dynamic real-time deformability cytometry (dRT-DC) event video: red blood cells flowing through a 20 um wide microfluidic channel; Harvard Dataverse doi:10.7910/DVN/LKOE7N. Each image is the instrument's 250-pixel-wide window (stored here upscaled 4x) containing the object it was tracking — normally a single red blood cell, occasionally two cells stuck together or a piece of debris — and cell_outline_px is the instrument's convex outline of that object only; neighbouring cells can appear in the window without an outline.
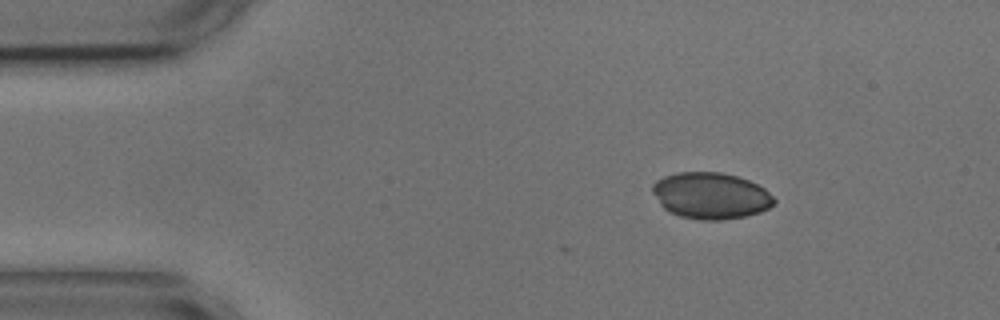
{"species": "common noctule bat (a hibernating species)", "species_latin": "Nyctalus noctula", "temperature_condition": "cold", "stored_images_in_passage": 4, "camera_frame_rate_fps": 3000, "um_per_image_px": 0.085, "animal": {"sex": "male", "body_mass_g": 17.9, "forearm_length_mm": 54.2}, "frame": {"image": 1, "passage_image": 2, "time_ms": 1.0, "image_size_px": [1000, 320], "cell_outline_px": [[776, 200], [768, 208], [760, 212], [744, 216], [720, 220], [700, 220], [680, 216], [668, 212], [660, 204], [652, 192], [652, 184], [656, 180], [664, 176], [676, 172], [720, 172], [736, 176], [748, 180], [764, 188]], "centroid_in_image_um": [60.38, 16.63], "position_along_channel_um": 24.6, "area_um2": 32.83}}